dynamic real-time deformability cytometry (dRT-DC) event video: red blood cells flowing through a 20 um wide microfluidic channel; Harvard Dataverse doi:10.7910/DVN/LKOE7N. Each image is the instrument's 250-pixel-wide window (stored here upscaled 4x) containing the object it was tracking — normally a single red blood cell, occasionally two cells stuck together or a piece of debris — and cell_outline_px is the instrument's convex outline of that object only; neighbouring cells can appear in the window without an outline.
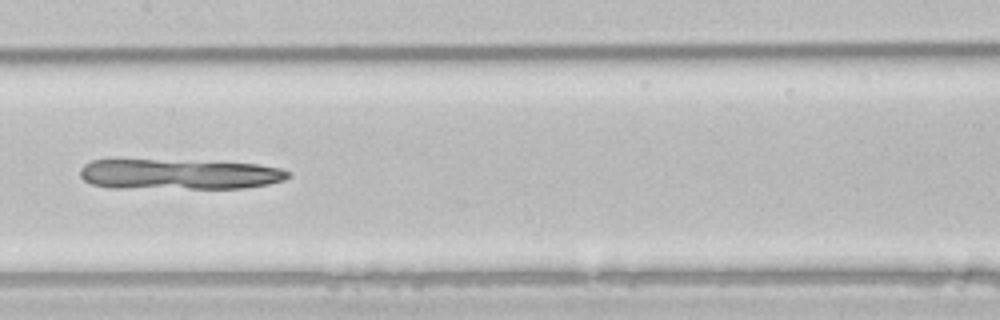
{"species": "common noctule bat (a hibernating species)", "species_latin": "Nyctalus noctula", "temperature_condition": "room temperature", "stored_images_in_passage": 44, "camera_frame_rate_fps": 3000, "um_per_image_px": 0.085, "animal": {"sex": "male", "body_mass_g": 21.5, "forearm_length_mm": 52.0}, "frame": {"image": 1, "passage_image": 25, "time_ms": 8.0, "image_size_px": [1000, 320], "cell_outline_px": [[292, 176], [284, 180], [268, 184], [244, 188], [108, 188], [92, 184], [84, 180], [80, 176], [80, 168], [84, 164], [92, 160], [156, 160], [260, 164], [280, 168], [292, 172]], "centroid_in_image_um": [15.23, 14.82], "position_along_channel_um": 192.2, "area_um2": 36.88}}